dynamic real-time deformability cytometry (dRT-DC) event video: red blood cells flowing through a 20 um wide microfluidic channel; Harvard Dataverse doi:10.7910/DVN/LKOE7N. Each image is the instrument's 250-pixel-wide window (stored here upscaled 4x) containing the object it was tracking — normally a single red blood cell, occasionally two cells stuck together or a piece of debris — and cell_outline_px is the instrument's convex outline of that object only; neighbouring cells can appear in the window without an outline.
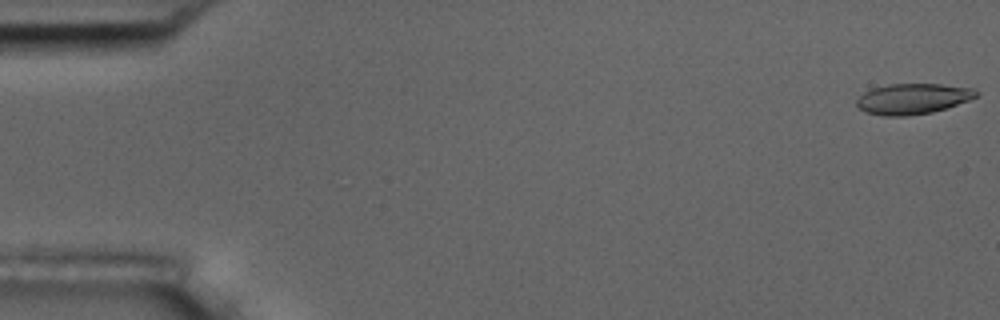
{"species": "common noctule bat (a hibernating species)", "species_latin": "Nyctalus noctula", "temperature_condition": "room temperature", "stored_images_in_passage": 54, "camera_frame_rate_fps": 3000, "um_per_image_px": 0.085, "animal": {"sex": "male", "body_mass_g": 17.5, "forearm_length_mm": 52.3}, "frame": {"image": 1, "passage_image": 1, "time_ms": 0.0, "image_size_px": [1000, 320], "cell_outline_px": [[980, 92], [976, 96], [968, 100], [932, 112], [908, 116], [884, 116], [868, 112], [860, 108], [856, 104], [856, 100], [864, 92], [872, 88], [888, 84], [940, 84], [972, 88]], "centroid_in_image_um": [77.56, 8.39], "position_along_channel_um": 7.4, "area_um2": 21.1}}
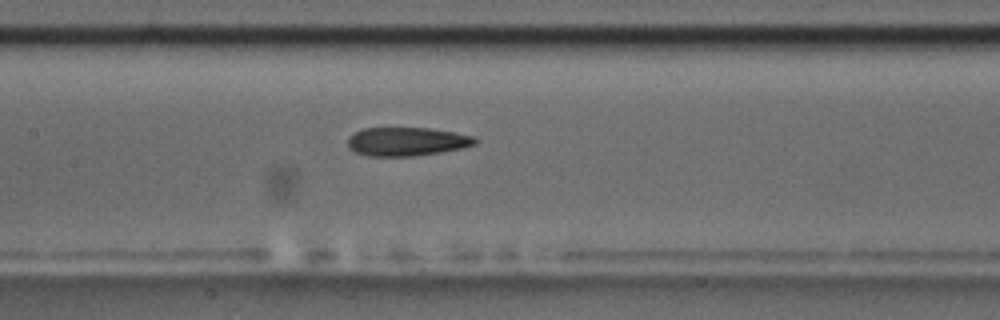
{"frame": {"image": 2, "passage_image": 26, "time_ms": 8.333, "image_size_px": [1000, 320], "cell_outline_px": [[476, 144], [464, 148], [440, 152], [412, 156], [368, 156], [356, 152], [348, 148], [348, 136], [352, 132], [364, 128], [428, 128], [456, 132], [476, 136]], "centroid_in_image_um": [34.57, 12.02], "position_along_channel_um": 172.8, "area_um2": 21.44}}
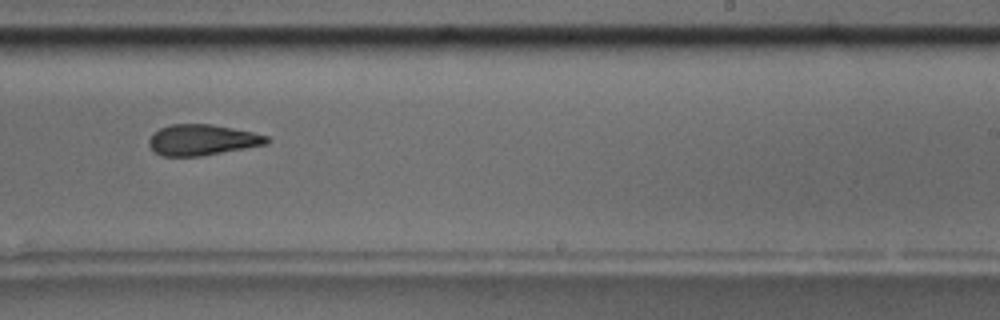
{"frame": {"image": 3, "passage_image": 34, "time_ms": 11.0, "image_size_px": [1000, 320], "cell_outline_px": [[272, 140], [268, 144], [200, 156], [164, 156], [156, 152], [148, 144], [148, 140], [152, 132], [168, 124], [212, 124], [252, 132], [268, 136]], "centroid_in_image_um": [17.18, 11.88], "position_along_channel_um": 271.8, "area_um2": 21.21}, "authors_computed_cell_mechanics": {"area_um2": 21.7906, "velocity_mm_per_s": 3.7285, "shape_relaxation_time_tau1_ms": 6.9001, "shape_relaxation_time_tau2_ms": 3.4499, "deformation_change_tau1": 0.2049, "deformation_change_tau2": 0.1255}}